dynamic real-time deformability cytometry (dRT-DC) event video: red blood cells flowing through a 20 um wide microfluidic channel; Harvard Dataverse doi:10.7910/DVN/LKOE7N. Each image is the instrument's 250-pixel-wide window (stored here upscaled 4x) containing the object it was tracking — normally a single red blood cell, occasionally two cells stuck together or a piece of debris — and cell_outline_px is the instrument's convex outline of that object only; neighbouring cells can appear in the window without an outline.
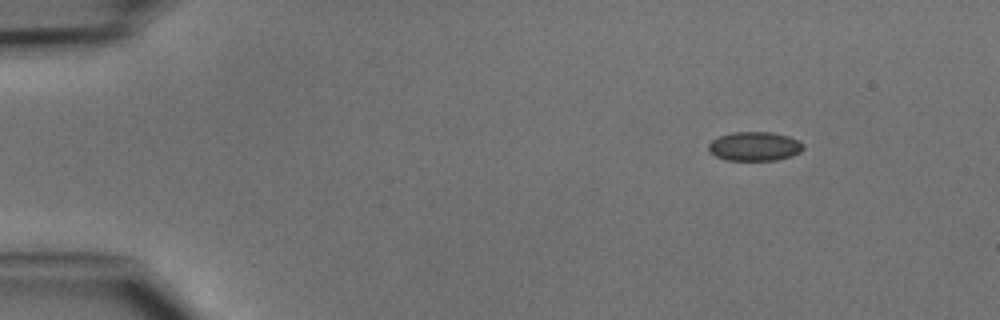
{"species": "common noctule bat (a hibernating species)", "species_latin": "Nyctalus noctula", "temperature_condition": "cold", "stored_images_in_passage": 42, "camera_frame_rate_fps": 3000, "um_per_image_px": 0.085, "animal": {"sex": "male", "body_mass_g": 15.6}, "frame": {"image": 1, "passage_image": 1, "time_ms": 0.0, "image_size_px": [1000, 320], "cell_outline_px": [[804, 148], [800, 152], [792, 156], [776, 160], [728, 160], [716, 156], [708, 148], [708, 144], [712, 140], [720, 136], [732, 132], [772, 132], [788, 136], [804, 144]], "centroid_in_image_um": [64.16, 12.43], "position_along_channel_um": 20.8, "area_um2": 15.95}}
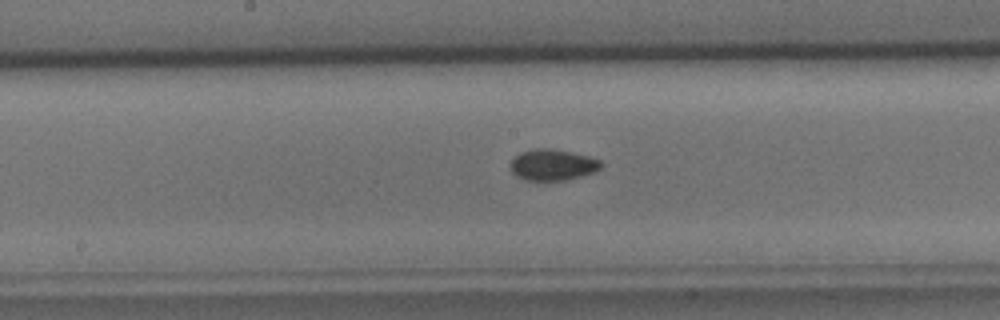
{"frame": {"image": 2, "passage_image": 20, "time_ms": 6.333, "image_size_px": [1000, 320], "cell_outline_px": [[604, 164], [596, 172], [564, 180], [524, 180], [516, 176], [512, 172], [512, 160], [520, 152], [536, 148], [548, 148], [588, 156], [600, 160]], "centroid_in_image_um": [46.99, 14.01], "position_along_channel_um": 201.2, "area_um2": 16.24}}
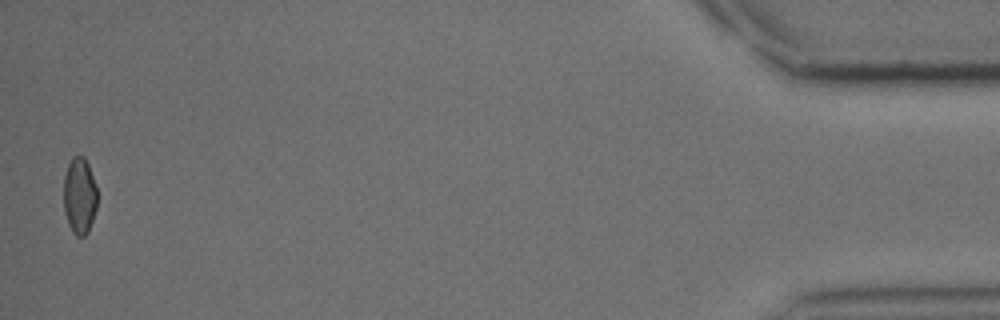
{"frame": {"image": 3, "passage_image": 42, "time_ms": 13.667, "image_size_px": [1000, 320], "cell_outline_px": [[96, 208], [88, 232], [84, 236], [76, 236], [72, 232], [68, 224], [64, 212], [64, 176], [68, 164], [72, 156], [84, 156], [88, 164], [96, 188]], "centroid_in_image_um": [6.74, 16.65], "position_along_channel_um": 428.5, "area_um2": 14.91}}